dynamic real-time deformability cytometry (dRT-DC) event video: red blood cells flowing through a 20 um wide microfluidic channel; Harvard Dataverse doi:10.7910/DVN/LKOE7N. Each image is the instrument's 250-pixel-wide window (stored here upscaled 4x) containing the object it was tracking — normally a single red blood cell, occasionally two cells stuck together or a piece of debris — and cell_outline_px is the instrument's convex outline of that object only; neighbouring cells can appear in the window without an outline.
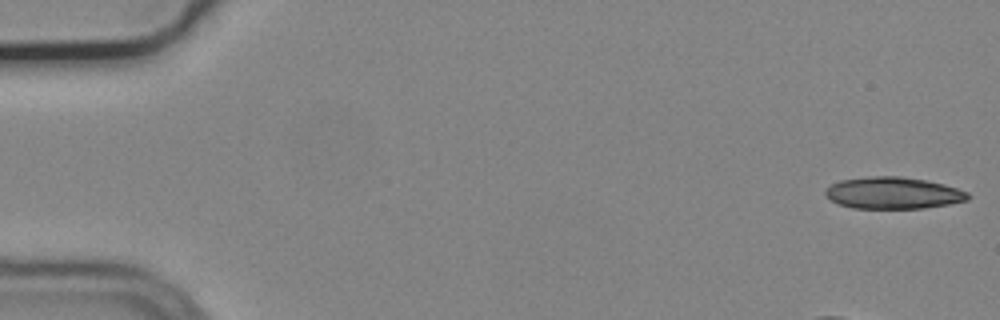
{"species": "common noctule bat (a hibernating species)", "species_latin": "Nyctalus noctula", "temperature_condition": "cold", "stored_images_in_passage": 13, "camera_frame_rate_fps": 3000, "um_per_image_px": 0.085, "animal": {"sex": "male", "body_mass_g": 19.2, "forearm_length_mm": 51.8}, "frame": {"image": 1, "passage_image": 1, "time_ms": 0.0, "image_size_px": [1000, 320], "cell_outline_px": [[972, 196], [968, 200], [948, 204], [924, 208], [852, 208], [840, 204], [832, 200], [824, 192], [832, 184], [840, 180], [872, 176], [900, 176], [924, 180], [944, 184], [968, 192]], "centroid_in_image_um": [75.96, 16.4], "position_along_channel_um": 9.0, "area_um2": 26.18}}